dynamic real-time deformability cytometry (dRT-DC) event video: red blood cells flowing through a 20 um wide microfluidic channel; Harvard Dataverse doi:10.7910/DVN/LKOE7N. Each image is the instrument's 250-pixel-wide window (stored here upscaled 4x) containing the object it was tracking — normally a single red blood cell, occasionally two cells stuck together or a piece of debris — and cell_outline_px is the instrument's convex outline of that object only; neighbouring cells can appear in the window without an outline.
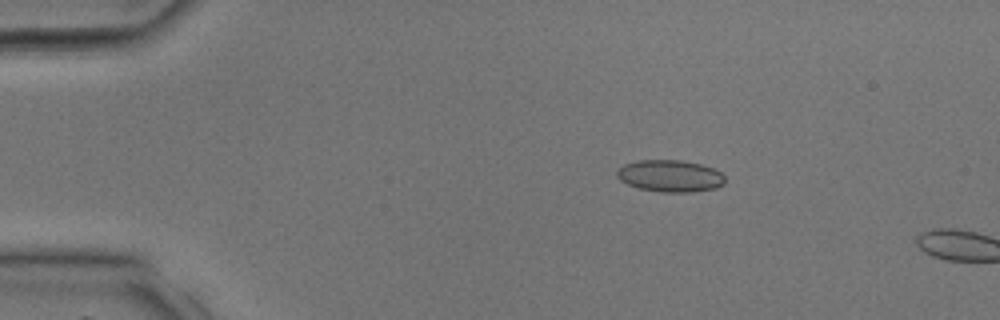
{"species": "common noctule bat (a hibernating species)", "species_latin": "Nyctalus noctula", "temperature_condition": "room temperature", "stored_images_in_passage": 3, "camera_frame_rate_fps": 3000, "um_per_image_px": 0.085, "animal": {"sex": "male", "body_mass_g": 17.9, "forearm_length_mm": 54.2}, "frame": {"image": 1, "passage_image": 1, "time_ms": 0.0, "image_size_px": [1000, 320], "cell_outline_px": [[724, 184], [716, 188], [692, 192], [660, 192], [640, 188], [628, 184], [620, 180], [616, 176], [616, 172], [624, 164], [636, 160], [680, 160], [700, 164], [712, 168], [720, 172], [724, 176]], "centroid_in_image_um": [56.95, 14.95], "position_along_channel_um": 28.0, "area_um2": 20.06}}